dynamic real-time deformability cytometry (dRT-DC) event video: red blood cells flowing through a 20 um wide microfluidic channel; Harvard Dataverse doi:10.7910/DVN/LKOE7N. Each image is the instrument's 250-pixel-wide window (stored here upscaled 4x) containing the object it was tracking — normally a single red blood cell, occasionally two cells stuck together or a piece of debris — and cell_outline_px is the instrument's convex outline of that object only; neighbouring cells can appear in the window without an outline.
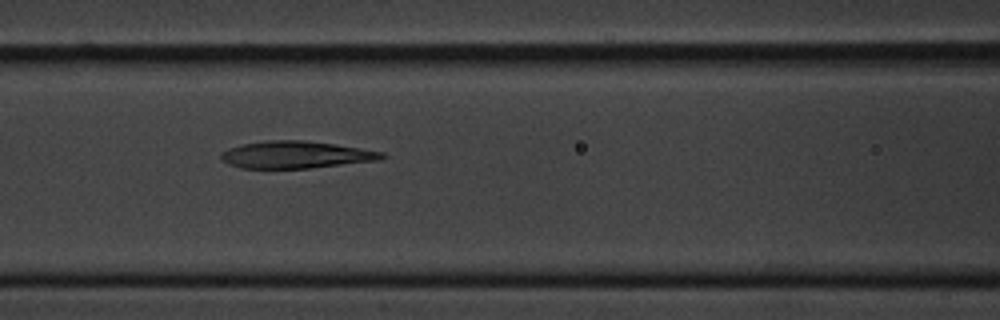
{"species": "common noctule bat (a hibernating species)", "species_latin": "Nyctalus noctula", "temperature_condition": "cold", "stored_images_in_passage": 5, "camera_frame_rate_fps": 3000, "um_per_image_px": 0.085, "animal": {"sex": "male", "body_mass_g": 20.1, "forearm_length_mm": 53.5}, "frame": {"image": 1, "passage_image": 3, "time_ms": 2.333, "image_size_px": [1000, 320], "cell_outline_px": [[388, 156], [380, 160], [308, 168], [240, 168], [228, 164], [220, 156], [220, 152], [228, 148], [240, 144], [264, 140], [304, 140], [336, 144], [384, 152]], "centroid_in_image_um": [25.14, 13.14], "position_along_channel_um": 141.5, "area_um2": 25.61}}
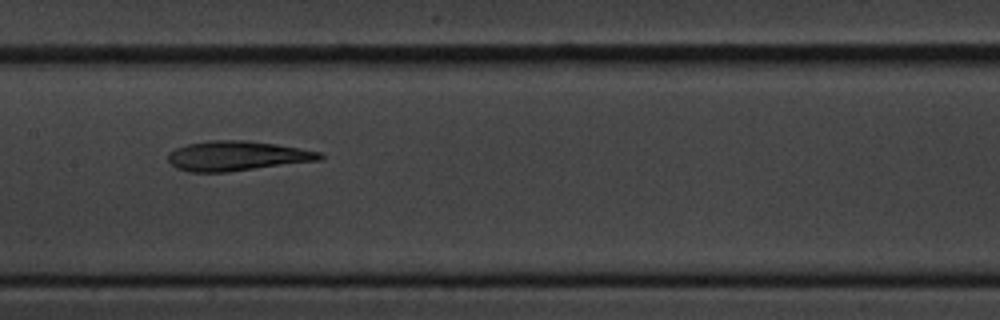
{"frame": {"image": 2, "passage_image": 4, "time_ms": 3.667, "image_size_px": [1000, 320], "cell_outline_px": [[324, 156], [320, 160], [224, 172], [188, 172], [176, 168], [168, 160], [168, 152], [176, 148], [188, 144], [208, 140], [244, 140], [276, 144], [320, 152]], "centroid_in_image_um": [20.1, 13.25], "position_along_channel_um": 187.3, "area_um2": 26.07}}
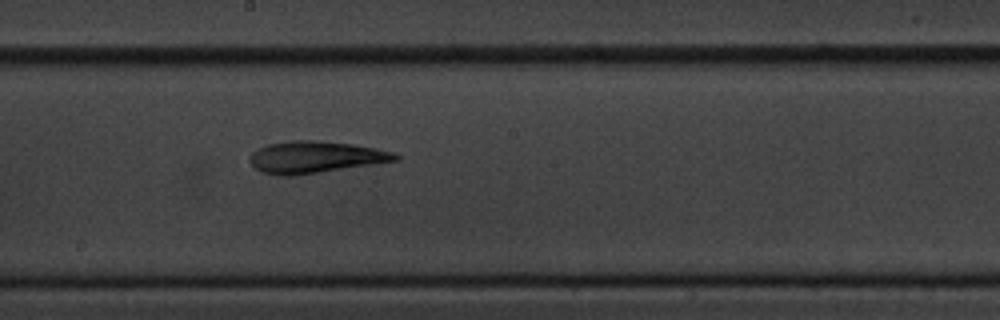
{"frame": {"image": 3, "passage_image": 5, "time_ms": 4.667, "image_size_px": [1000, 320], "cell_outline_px": [[400, 160], [320, 172], [288, 176], [284, 176], [260, 172], [248, 160], [248, 156], [256, 148], [268, 144], [292, 140], [316, 140], [352, 144], [376, 148], [396, 152], [400, 156]], "centroid_in_image_um": [26.79, 13.35], "position_along_channel_um": 221.4, "area_um2": 27.11}}